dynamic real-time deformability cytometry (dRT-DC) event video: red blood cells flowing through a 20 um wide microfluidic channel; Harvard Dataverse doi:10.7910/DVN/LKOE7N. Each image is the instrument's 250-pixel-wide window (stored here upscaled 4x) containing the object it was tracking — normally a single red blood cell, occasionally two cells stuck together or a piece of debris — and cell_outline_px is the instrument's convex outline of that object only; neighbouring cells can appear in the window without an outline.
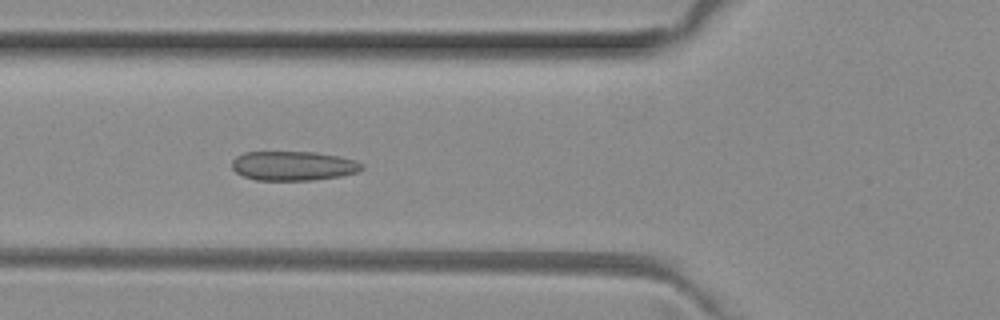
{"species": "common noctule bat (a hibernating species)", "species_latin": "Nyctalus noctula", "temperature_condition": "room temperature", "stored_images_in_passage": 5, "camera_frame_rate_fps": 3000, "um_per_image_px": 0.085, "animal": {"sex": "female", "body_mass_g": 29.2, "forearm_length_mm": 56.3}, "frame": {"image": 1, "passage_image": 3, "time_ms": 0.667, "image_size_px": [1000, 320], "cell_outline_px": [[364, 168], [360, 172], [340, 176], [312, 180], [256, 180], [244, 176], [236, 172], [232, 168], [232, 160], [236, 156], [244, 152], [316, 152], [340, 156], [356, 160], [364, 164]], "centroid_in_image_um": [24.97, 14.09], "position_along_channel_um": 100.8, "area_um2": 22.43}}
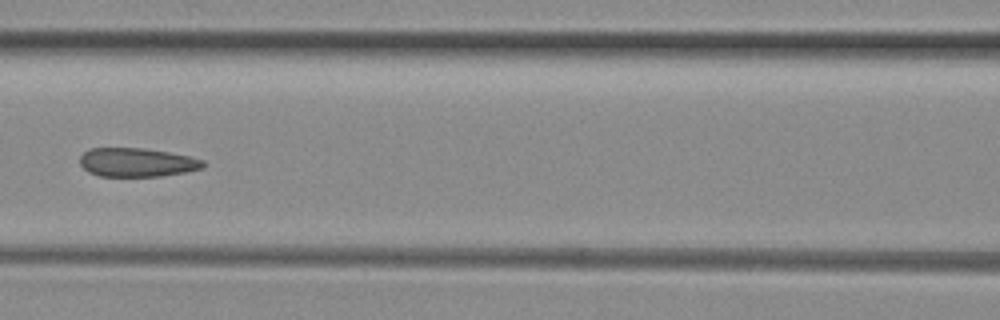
{"frame": {"image": 2, "passage_image": 4, "time_ms": 1.0, "image_size_px": [1000, 320], "cell_outline_px": [[208, 164], [204, 168], [184, 172], [160, 176], [100, 176], [88, 172], [80, 164], [80, 156], [88, 148], [144, 148], [168, 152], [188, 156], [204, 160]], "centroid_in_image_um": [11.65, 13.8], "position_along_channel_um": 154.9, "area_um2": 20.75}}
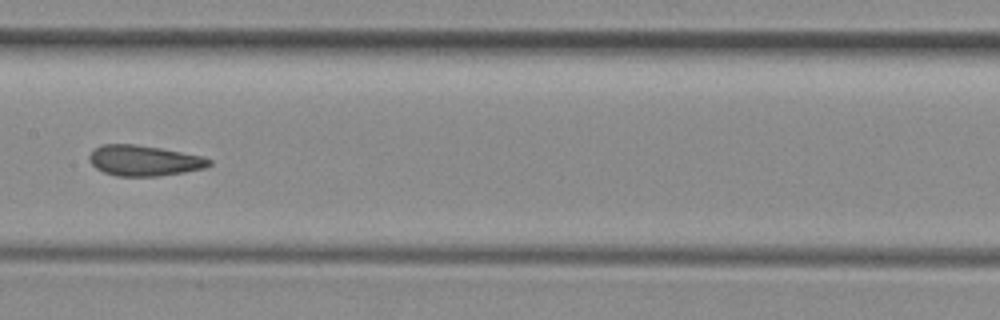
{"frame": {"image": 3, "passage_image": 5, "time_ms": 1.333, "image_size_px": [1000, 320], "cell_outline_px": [[212, 164], [204, 168], [184, 172], [156, 176], [116, 176], [104, 172], [96, 168], [88, 160], [88, 156], [92, 148], [100, 144], [136, 144], [160, 148], [204, 156], [212, 160]], "centroid_in_image_um": [12.22, 13.64], "position_along_channel_um": 195.2, "area_um2": 21.56}}